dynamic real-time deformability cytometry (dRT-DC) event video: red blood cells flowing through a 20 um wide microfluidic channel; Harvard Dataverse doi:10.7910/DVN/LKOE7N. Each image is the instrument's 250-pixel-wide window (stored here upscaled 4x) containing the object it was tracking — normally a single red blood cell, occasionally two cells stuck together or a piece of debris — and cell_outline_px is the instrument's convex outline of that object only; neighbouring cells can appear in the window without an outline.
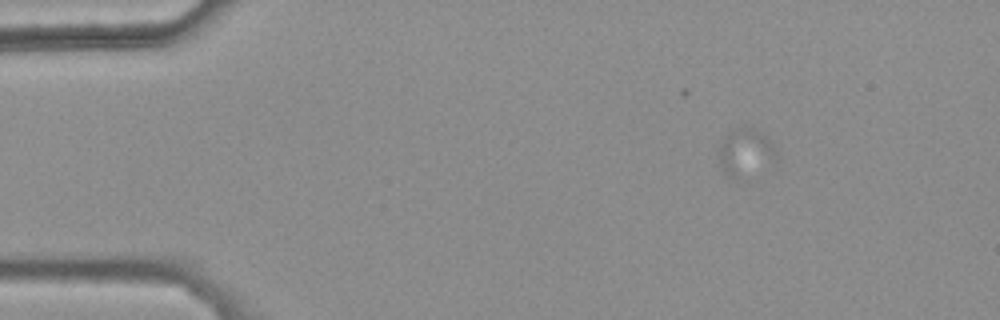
{"species": "common noctule bat (a hibernating species)", "species_latin": "Nyctalus noctula", "temperature_condition": "warm", "stored_images_in_passage": 33, "camera_frame_rate_fps": 3000, "um_per_image_px": 0.085, "animal": {"sex": "female", "body_mass_g": 25.1}, "frame": {"image": 1, "passage_image": 10, "time_ms": 3.0, "image_size_px": [1000, 320], "cell_outline_px": [[776, 160], [744, 184], [740, 184], [728, 176], [724, 172], [720, 164], [720, 144], [728, 132], [740, 128], [752, 128], [760, 132], [776, 148]], "centroid_in_image_um": [63.38, 13.11], "position_along_channel_um": 21.6, "area_um2": 16.53}}
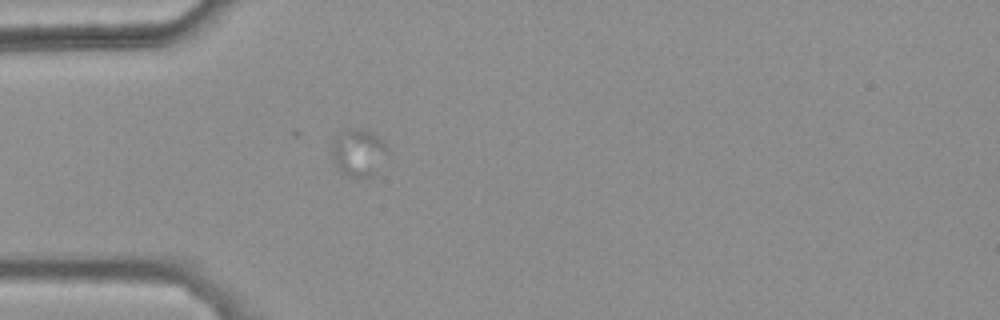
{"frame": {"image": 2, "passage_image": 19, "time_ms": 6.0, "image_size_px": [1000, 320], "cell_outline_px": [[388, 152], [372, 176], [356, 180], [340, 172], [336, 168], [332, 152], [332, 144], [340, 132], [352, 128], [360, 128], [372, 132], [380, 136], [384, 140], [388, 148]], "centroid_in_image_um": [30.48, 12.98], "position_along_channel_um": 54.5, "area_um2": 15.61}}
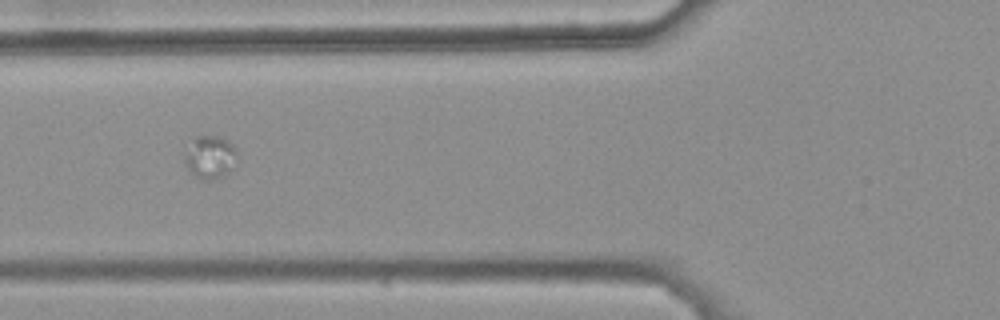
{"frame": {"image": 3, "passage_image": 24, "time_ms": 7.667, "image_size_px": [1000, 320], "cell_outline_px": [[236, 152], [228, 172], [224, 176], [208, 180], [200, 180], [184, 164], [184, 152], [192, 136], [220, 136], [228, 140], [236, 148]], "centroid_in_image_um": [17.78, 13.31], "position_along_channel_um": 108.0, "area_um2": 13.12}}